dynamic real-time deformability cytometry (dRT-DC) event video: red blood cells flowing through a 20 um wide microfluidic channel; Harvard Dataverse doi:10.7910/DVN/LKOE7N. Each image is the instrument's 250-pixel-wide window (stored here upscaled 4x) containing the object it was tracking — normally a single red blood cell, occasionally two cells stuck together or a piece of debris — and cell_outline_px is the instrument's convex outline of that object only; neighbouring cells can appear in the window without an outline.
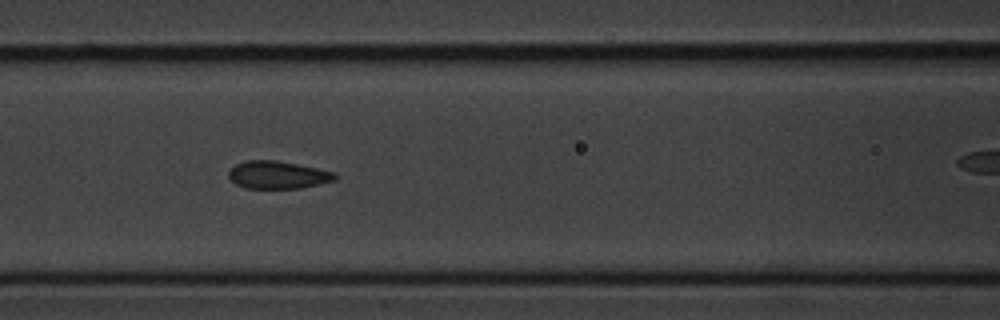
{"species": "common noctule bat (a hibernating species)", "species_latin": "Nyctalus noctula", "temperature_condition": "cold", "stored_images_in_passage": 12, "camera_frame_rate_fps": 3000, "um_per_image_px": 0.085, "animal": {"sex": "male", "body_mass_g": 20.1, "forearm_length_mm": 53.5}, "frame": {"image": 1, "passage_image": 6, "time_ms": 6.333, "image_size_px": [1000, 320], "cell_outline_px": [[336, 180], [300, 188], [244, 188], [236, 184], [228, 176], [228, 172], [236, 164], [244, 160], [276, 160], [316, 168], [332, 172], [336, 176]], "centroid_in_image_um": [23.56, 14.86], "position_along_channel_um": 143.0, "area_um2": 16.94}}
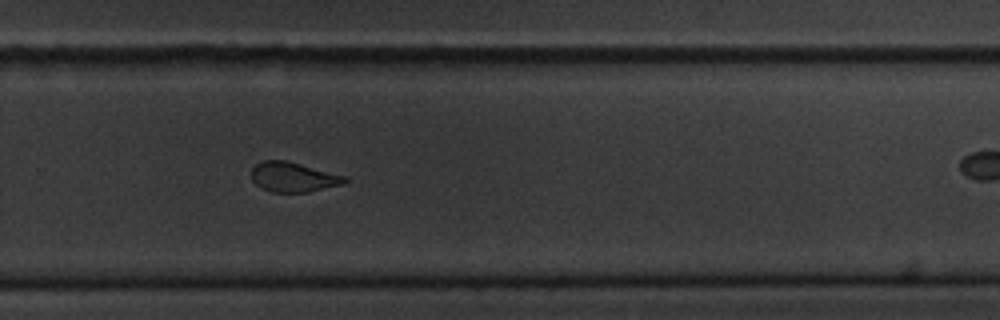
{"frame": {"image": 2, "passage_image": 10, "time_ms": 11.0, "image_size_px": [1000, 320], "cell_outline_px": [[348, 180], [344, 184], [308, 192], [272, 192], [260, 188], [252, 180], [252, 168], [256, 164], [264, 160], [288, 160], [348, 176]], "centroid_in_image_um": [24.96, 15.04], "position_along_channel_um": 304.8, "area_um2": 16.47}}